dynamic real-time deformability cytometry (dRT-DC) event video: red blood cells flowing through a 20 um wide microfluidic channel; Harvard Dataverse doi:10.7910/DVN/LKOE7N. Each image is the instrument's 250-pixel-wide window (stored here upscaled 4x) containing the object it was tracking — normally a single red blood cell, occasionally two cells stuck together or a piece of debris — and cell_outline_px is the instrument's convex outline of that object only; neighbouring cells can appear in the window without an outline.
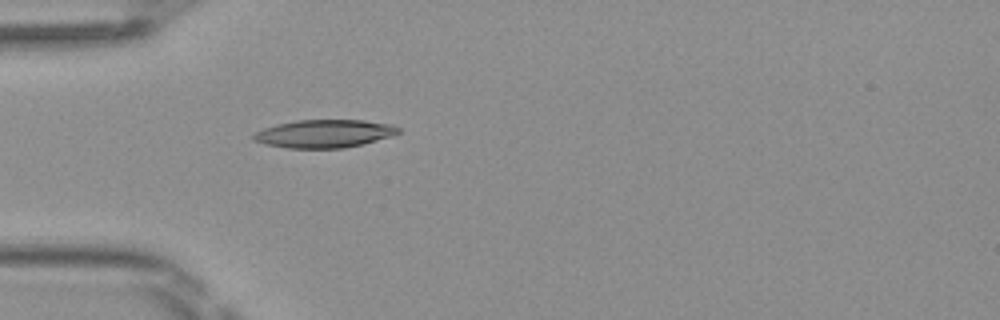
{"species": "Egyptian fruit bat (a non-hibernating species)", "species_latin": "Rousettus aegyptiacus", "temperature_condition": "room temperature", "stored_images_in_passage": 35, "camera_frame_rate_fps": 3000, "um_per_image_px": 0.085, "frame": {"image": 1, "passage_image": 1, "time_ms": 0.0, "image_size_px": [1000, 320], "cell_outline_px": [[400, 132], [392, 136], [364, 144], [344, 148], [288, 148], [264, 144], [252, 140], [252, 136], [256, 132], [264, 128], [276, 124], [296, 120], [364, 120], [392, 124], [400, 128]], "centroid_in_image_um": [27.58, 11.36], "position_along_channel_um": 57.4, "area_um2": 23.81}}
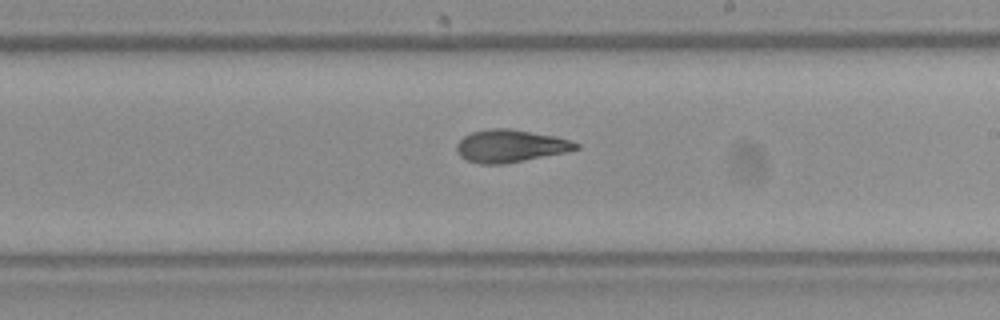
{"frame": {"image": 2, "passage_image": 15, "time_ms": 4.667, "image_size_px": [1000, 320], "cell_outline_px": [[580, 148], [568, 152], [504, 164], [480, 164], [468, 160], [460, 156], [456, 152], [456, 144], [464, 136], [472, 132], [488, 128], [512, 128], [556, 136], [580, 144]], "centroid_in_image_um": [43.39, 12.4], "position_along_channel_um": 245.6, "area_um2": 22.83}}
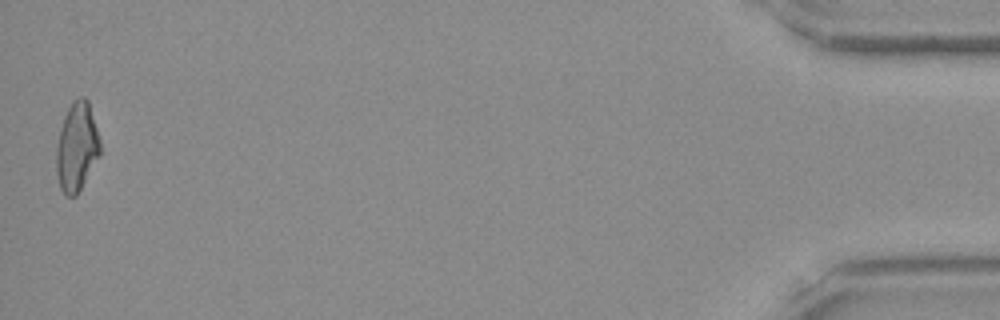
{"frame": {"image": 3, "passage_image": 35, "time_ms": 11.333, "image_size_px": [1000, 320], "cell_outline_px": [[100, 152], [76, 196], [64, 196], [60, 188], [56, 172], [56, 148], [64, 116], [72, 100], [80, 96], [84, 96], [88, 100], [100, 140]], "centroid_in_image_um": [6.51, 12.47], "position_along_channel_um": 428.7, "area_um2": 22.37}, "authors_computed_cell_mechanics": {"area_um2": 22.4842, "velocity_mm_per_s": 4.1233, "shape_relaxation_time_tau1_ms": 8.1956, "shape_relaxation_time_tau2_ms": 3.6598, "deformation_change_tau1": 0.2368, "deformation_change_tau2": 0.1119}}